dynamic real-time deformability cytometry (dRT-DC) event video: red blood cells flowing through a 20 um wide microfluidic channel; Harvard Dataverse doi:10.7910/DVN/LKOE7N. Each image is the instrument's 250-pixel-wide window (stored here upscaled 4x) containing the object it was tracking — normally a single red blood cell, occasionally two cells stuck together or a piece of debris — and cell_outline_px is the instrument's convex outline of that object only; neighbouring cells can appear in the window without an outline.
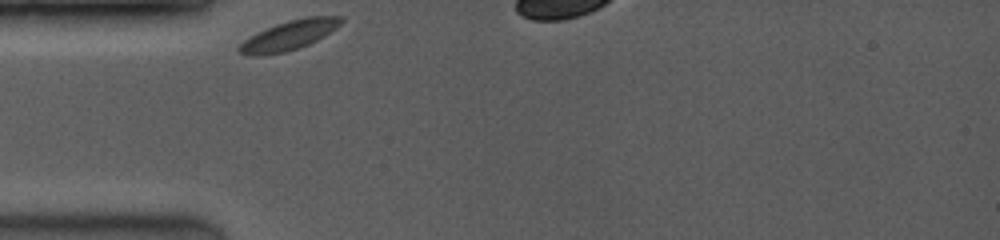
{"species": "common noctule bat (a hibernating species)", "species_latin": "Nyctalus noctula", "temperature_condition": "room temperature", "stored_images_in_passage": 11, "camera_frame_rate_fps": 3500, "um_per_image_px": 0.085, "animal": {"sex": "female", "body_mass_g": 19.0, "forearm_length_mm": 53.3}, "frame": {"image": 1, "passage_image": 1, "time_ms": 0.0, "image_size_px": [1000, 240], "cell_outline_px": [[344, 20], [336, 28], [324, 36], [308, 44], [284, 52], [252, 56], [248, 56], [240, 52], [236, 48], [244, 40], [256, 32], [276, 24], [288, 20], [308, 16], [344, 16]], "centroid_in_image_um": [24.57, 2.98], "position_along_channel_um": 60.4, "area_um2": 17.4}}